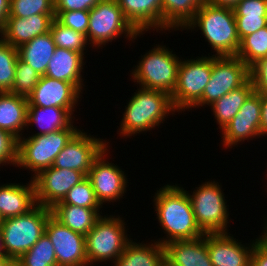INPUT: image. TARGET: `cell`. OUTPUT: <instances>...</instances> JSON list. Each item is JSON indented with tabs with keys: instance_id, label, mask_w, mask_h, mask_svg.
<instances>
[{
	"instance_id": "cell-1",
	"label": "cell",
	"mask_w": 267,
	"mask_h": 266,
	"mask_svg": "<svg viewBox=\"0 0 267 266\" xmlns=\"http://www.w3.org/2000/svg\"><path fill=\"white\" fill-rule=\"evenodd\" d=\"M154 209L159 225L167 237L161 245L175 240H194L205 235L197 225L188 191L175 185H164L154 195Z\"/></svg>"
},
{
	"instance_id": "cell-2",
	"label": "cell",
	"mask_w": 267,
	"mask_h": 266,
	"mask_svg": "<svg viewBox=\"0 0 267 266\" xmlns=\"http://www.w3.org/2000/svg\"><path fill=\"white\" fill-rule=\"evenodd\" d=\"M126 106L118 131L124 138L154 129L165 121L169 113L173 115L177 111L171 95L141 87L134 92Z\"/></svg>"
},
{
	"instance_id": "cell-3",
	"label": "cell",
	"mask_w": 267,
	"mask_h": 266,
	"mask_svg": "<svg viewBox=\"0 0 267 266\" xmlns=\"http://www.w3.org/2000/svg\"><path fill=\"white\" fill-rule=\"evenodd\" d=\"M197 27L216 52L215 56H236L241 41L232 8L203 4L185 30L192 31Z\"/></svg>"
},
{
	"instance_id": "cell-4",
	"label": "cell",
	"mask_w": 267,
	"mask_h": 266,
	"mask_svg": "<svg viewBox=\"0 0 267 266\" xmlns=\"http://www.w3.org/2000/svg\"><path fill=\"white\" fill-rule=\"evenodd\" d=\"M51 209L37 204L29 212L2 220L0 224L4 255L16 261L45 234Z\"/></svg>"
},
{
	"instance_id": "cell-5",
	"label": "cell",
	"mask_w": 267,
	"mask_h": 266,
	"mask_svg": "<svg viewBox=\"0 0 267 266\" xmlns=\"http://www.w3.org/2000/svg\"><path fill=\"white\" fill-rule=\"evenodd\" d=\"M80 131L73 123L66 129L44 135H31L17 140L16 166L34 172L33 179L41 171L53 166L56 156Z\"/></svg>"
},
{
	"instance_id": "cell-6",
	"label": "cell",
	"mask_w": 267,
	"mask_h": 266,
	"mask_svg": "<svg viewBox=\"0 0 267 266\" xmlns=\"http://www.w3.org/2000/svg\"><path fill=\"white\" fill-rule=\"evenodd\" d=\"M166 46L154 45L141 56L131 75L139 87L163 91L172 95L177 83L178 68L181 59ZM180 59V60H179Z\"/></svg>"
},
{
	"instance_id": "cell-7",
	"label": "cell",
	"mask_w": 267,
	"mask_h": 266,
	"mask_svg": "<svg viewBox=\"0 0 267 266\" xmlns=\"http://www.w3.org/2000/svg\"><path fill=\"white\" fill-rule=\"evenodd\" d=\"M106 215L101 216L86 235L88 266L104 261L114 263L132 241L126 233L124 220L119 215Z\"/></svg>"
},
{
	"instance_id": "cell-8",
	"label": "cell",
	"mask_w": 267,
	"mask_h": 266,
	"mask_svg": "<svg viewBox=\"0 0 267 266\" xmlns=\"http://www.w3.org/2000/svg\"><path fill=\"white\" fill-rule=\"evenodd\" d=\"M122 34L126 35L125 38L129 41L143 35L126 19L117 0H101L89 11L86 39L90 45L92 44L91 47L102 49L103 45L106 46V43L112 42Z\"/></svg>"
},
{
	"instance_id": "cell-9",
	"label": "cell",
	"mask_w": 267,
	"mask_h": 266,
	"mask_svg": "<svg viewBox=\"0 0 267 266\" xmlns=\"http://www.w3.org/2000/svg\"><path fill=\"white\" fill-rule=\"evenodd\" d=\"M215 180L204 182L196 187L191 200L194 216L199 228L205 233H227L229 212L225 194Z\"/></svg>"
},
{
	"instance_id": "cell-10",
	"label": "cell",
	"mask_w": 267,
	"mask_h": 266,
	"mask_svg": "<svg viewBox=\"0 0 267 266\" xmlns=\"http://www.w3.org/2000/svg\"><path fill=\"white\" fill-rule=\"evenodd\" d=\"M212 65L213 55L181 60L176 87L171 95L177 112L190 109L202 97L212 74Z\"/></svg>"
},
{
	"instance_id": "cell-11",
	"label": "cell",
	"mask_w": 267,
	"mask_h": 266,
	"mask_svg": "<svg viewBox=\"0 0 267 266\" xmlns=\"http://www.w3.org/2000/svg\"><path fill=\"white\" fill-rule=\"evenodd\" d=\"M250 79V68L237 56H215L212 74L202 97L191 107L212 105L225 94L243 86Z\"/></svg>"
},
{
	"instance_id": "cell-12",
	"label": "cell",
	"mask_w": 267,
	"mask_h": 266,
	"mask_svg": "<svg viewBox=\"0 0 267 266\" xmlns=\"http://www.w3.org/2000/svg\"><path fill=\"white\" fill-rule=\"evenodd\" d=\"M261 115V94L253 91L244 101L239 112L221 130L223 146L232 148L242 141L261 137Z\"/></svg>"
},
{
	"instance_id": "cell-13",
	"label": "cell",
	"mask_w": 267,
	"mask_h": 266,
	"mask_svg": "<svg viewBox=\"0 0 267 266\" xmlns=\"http://www.w3.org/2000/svg\"><path fill=\"white\" fill-rule=\"evenodd\" d=\"M45 234L54 245L58 266H88L86 236L74 232L49 216Z\"/></svg>"
},
{
	"instance_id": "cell-14",
	"label": "cell",
	"mask_w": 267,
	"mask_h": 266,
	"mask_svg": "<svg viewBox=\"0 0 267 266\" xmlns=\"http://www.w3.org/2000/svg\"><path fill=\"white\" fill-rule=\"evenodd\" d=\"M106 142L80 130L56 156L53 167L77 170L87 177L93 161L108 147Z\"/></svg>"
},
{
	"instance_id": "cell-15",
	"label": "cell",
	"mask_w": 267,
	"mask_h": 266,
	"mask_svg": "<svg viewBox=\"0 0 267 266\" xmlns=\"http://www.w3.org/2000/svg\"><path fill=\"white\" fill-rule=\"evenodd\" d=\"M86 176L77 170L61 169L51 166L33 178L36 203L51 208L62 202L67 193L83 181Z\"/></svg>"
},
{
	"instance_id": "cell-16",
	"label": "cell",
	"mask_w": 267,
	"mask_h": 266,
	"mask_svg": "<svg viewBox=\"0 0 267 266\" xmlns=\"http://www.w3.org/2000/svg\"><path fill=\"white\" fill-rule=\"evenodd\" d=\"M108 147L93 161L87 178L90 180L97 200L101 205L105 202L118 201L126 193L127 178L124 171L118 165L109 163ZM105 157V158H104Z\"/></svg>"
},
{
	"instance_id": "cell-17",
	"label": "cell",
	"mask_w": 267,
	"mask_h": 266,
	"mask_svg": "<svg viewBox=\"0 0 267 266\" xmlns=\"http://www.w3.org/2000/svg\"><path fill=\"white\" fill-rule=\"evenodd\" d=\"M72 83L41 76L38 84L28 96V107H57L67 109L74 115L75 106L81 98Z\"/></svg>"
},
{
	"instance_id": "cell-18",
	"label": "cell",
	"mask_w": 267,
	"mask_h": 266,
	"mask_svg": "<svg viewBox=\"0 0 267 266\" xmlns=\"http://www.w3.org/2000/svg\"><path fill=\"white\" fill-rule=\"evenodd\" d=\"M228 234V232L207 234V249L212 265L250 266L256 240L247 247L234 239L233 235Z\"/></svg>"
},
{
	"instance_id": "cell-19",
	"label": "cell",
	"mask_w": 267,
	"mask_h": 266,
	"mask_svg": "<svg viewBox=\"0 0 267 266\" xmlns=\"http://www.w3.org/2000/svg\"><path fill=\"white\" fill-rule=\"evenodd\" d=\"M55 14H37L28 18L7 17L0 37L3 41L19 48L36 36L50 31Z\"/></svg>"
},
{
	"instance_id": "cell-20",
	"label": "cell",
	"mask_w": 267,
	"mask_h": 266,
	"mask_svg": "<svg viewBox=\"0 0 267 266\" xmlns=\"http://www.w3.org/2000/svg\"><path fill=\"white\" fill-rule=\"evenodd\" d=\"M117 1L126 19L140 34L162 31V0Z\"/></svg>"
},
{
	"instance_id": "cell-21",
	"label": "cell",
	"mask_w": 267,
	"mask_h": 266,
	"mask_svg": "<svg viewBox=\"0 0 267 266\" xmlns=\"http://www.w3.org/2000/svg\"><path fill=\"white\" fill-rule=\"evenodd\" d=\"M29 182L27 185L19 183L0 185V216L2 220L25 214L37 205L33 179Z\"/></svg>"
},
{
	"instance_id": "cell-22",
	"label": "cell",
	"mask_w": 267,
	"mask_h": 266,
	"mask_svg": "<svg viewBox=\"0 0 267 266\" xmlns=\"http://www.w3.org/2000/svg\"><path fill=\"white\" fill-rule=\"evenodd\" d=\"M84 56L80 52L56 47L48 63L45 76L70 82L81 92L83 86L85 87L81 74L85 64Z\"/></svg>"
},
{
	"instance_id": "cell-23",
	"label": "cell",
	"mask_w": 267,
	"mask_h": 266,
	"mask_svg": "<svg viewBox=\"0 0 267 266\" xmlns=\"http://www.w3.org/2000/svg\"><path fill=\"white\" fill-rule=\"evenodd\" d=\"M164 249L176 266H213L207 249V234L194 240L168 242Z\"/></svg>"
},
{
	"instance_id": "cell-24",
	"label": "cell",
	"mask_w": 267,
	"mask_h": 266,
	"mask_svg": "<svg viewBox=\"0 0 267 266\" xmlns=\"http://www.w3.org/2000/svg\"><path fill=\"white\" fill-rule=\"evenodd\" d=\"M28 101L23 96L0 92V129L9 132L17 140L26 129Z\"/></svg>"
},
{
	"instance_id": "cell-25",
	"label": "cell",
	"mask_w": 267,
	"mask_h": 266,
	"mask_svg": "<svg viewBox=\"0 0 267 266\" xmlns=\"http://www.w3.org/2000/svg\"><path fill=\"white\" fill-rule=\"evenodd\" d=\"M50 209L51 215L60 223L84 236L87 235V233L94 227L95 222L102 216L100 208H86L75 205H54Z\"/></svg>"
},
{
	"instance_id": "cell-26",
	"label": "cell",
	"mask_w": 267,
	"mask_h": 266,
	"mask_svg": "<svg viewBox=\"0 0 267 266\" xmlns=\"http://www.w3.org/2000/svg\"><path fill=\"white\" fill-rule=\"evenodd\" d=\"M18 49V57L34 69L39 75L44 76L48 63L52 58L56 44L50 31L36 36Z\"/></svg>"
},
{
	"instance_id": "cell-27",
	"label": "cell",
	"mask_w": 267,
	"mask_h": 266,
	"mask_svg": "<svg viewBox=\"0 0 267 266\" xmlns=\"http://www.w3.org/2000/svg\"><path fill=\"white\" fill-rule=\"evenodd\" d=\"M73 118L74 116L64 108L28 107L26 129L35 123L41 131L33 135H44L68 128L73 123Z\"/></svg>"
},
{
	"instance_id": "cell-28",
	"label": "cell",
	"mask_w": 267,
	"mask_h": 266,
	"mask_svg": "<svg viewBox=\"0 0 267 266\" xmlns=\"http://www.w3.org/2000/svg\"><path fill=\"white\" fill-rule=\"evenodd\" d=\"M209 0H162V31L184 30L195 13Z\"/></svg>"
},
{
	"instance_id": "cell-29",
	"label": "cell",
	"mask_w": 267,
	"mask_h": 266,
	"mask_svg": "<svg viewBox=\"0 0 267 266\" xmlns=\"http://www.w3.org/2000/svg\"><path fill=\"white\" fill-rule=\"evenodd\" d=\"M144 244L131 241L122 255L113 263L114 266H159L161 258L165 255L164 245L156 240Z\"/></svg>"
},
{
	"instance_id": "cell-30",
	"label": "cell",
	"mask_w": 267,
	"mask_h": 266,
	"mask_svg": "<svg viewBox=\"0 0 267 266\" xmlns=\"http://www.w3.org/2000/svg\"><path fill=\"white\" fill-rule=\"evenodd\" d=\"M254 91L253 83L249 79L243 86L230 91L210 105L213 115L222 130L239 112L244 101Z\"/></svg>"
},
{
	"instance_id": "cell-31",
	"label": "cell",
	"mask_w": 267,
	"mask_h": 266,
	"mask_svg": "<svg viewBox=\"0 0 267 266\" xmlns=\"http://www.w3.org/2000/svg\"><path fill=\"white\" fill-rule=\"evenodd\" d=\"M15 266H58L49 237L43 234L29 251L15 261Z\"/></svg>"
},
{
	"instance_id": "cell-32",
	"label": "cell",
	"mask_w": 267,
	"mask_h": 266,
	"mask_svg": "<svg viewBox=\"0 0 267 266\" xmlns=\"http://www.w3.org/2000/svg\"><path fill=\"white\" fill-rule=\"evenodd\" d=\"M249 68L267 57V26L244 37L236 54Z\"/></svg>"
},
{
	"instance_id": "cell-33",
	"label": "cell",
	"mask_w": 267,
	"mask_h": 266,
	"mask_svg": "<svg viewBox=\"0 0 267 266\" xmlns=\"http://www.w3.org/2000/svg\"><path fill=\"white\" fill-rule=\"evenodd\" d=\"M50 34L56 47L80 52L83 55L86 53L84 50H87L86 45L89 44L86 36L63 26L56 19L52 21Z\"/></svg>"
},
{
	"instance_id": "cell-34",
	"label": "cell",
	"mask_w": 267,
	"mask_h": 266,
	"mask_svg": "<svg viewBox=\"0 0 267 266\" xmlns=\"http://www.w3.org/2000/svg\"><path fill=\"white\" fill-rule=\"evenodd\" d=\"M18 49L0 38V92H9L13 86Z\"/></svg>"
},
{
	"instance_id": "cell-35",
	"label": "cell",
	"mask_w": 267,
	"mask_h": 266,
	"mask_svg": "<svg viewBox=\"0 0 267 266\" xmlns=\"http://www.w3.org/2000/svg\"><path fill=\"white\" fill-rule=\"evenodd\" d=\"M40 77L41 75L18 57L13 86L9 92L28 98L38 84Z\"/></svg>"
},
{
	"instance_id": "cell-36",
	"label": "cell",
	"mask_w": 267,
	"mask_h": 266,
	"mask_svg": "<svg viewBox=\"0 0 267 266\" xmlns=\"http://www.w3.org/2000/svg\"><path fill=\"white\" fill-rule=\"evenodd\" d=\"M55 205H75L86 208H102L97 200L90 180L86 177L79 184H76L66 195L62 202Z\"/></svg>"
},
{
	"instance_id": "cell-37",
	"label": "cell",
	"mask_w": 267,
	"mask_h": 266,
	"mask_svg": "<svg viewBox=\"0 0 267 266\" xmlns=\"http://www.w3.org/2000/svg\"><path fill=\"white\" fill-rule=\"evenodd\" d=\"M37 14H55L54 0H11L8 17L28 18Z\"/></svg>"
},
{
	"instance_id": "cell-38",
	"label": "cell",
	"mask_w": 267,
	"mask_h": 266,
	"mask_svg": "<svg viewBox=\"0 0 267 266\" xmlns=\"http://www.w3.org/2000/svg\"><path fill=\"white\" fill-rule=\"evenodd\" d=\"M55 19L63 26L87 36L89 11L55 12Z\"/></svg>"
},
{
	"instance_id": "cell-39",
	"label": "cell",
	"mask_w": 267,
	"mask_h": 266,
	"mask_svg": "<svg viewBox=\"0 0 267 266\" xmlns=\"http://www.w3.org/2000/svg\"><path fill=\"white\" fill-rule=\"evenodd\" d=\"M232 9L235 17H267V0H241Z\"/></svg>"
},
{
	"instance_id": "cell-40",
	"label": "cell",
	"mask_w": 267,
	"mask_h": 266,
	"mask_svg": "<svg viewBox=\"0 0 267 266\" xmlns=\"http://www.w3.org/2000/svg\"><path fill=\"white\" fill-rule=\"evenodd\" d=\"M6 163L16 167L17 139L9 132L0 129V164L3 166Z\"/></svg>"
},
{
	"instance_id": "cell-41",
	"label": "cell",
	"mask_w": 267,
	"mask_h": 266,
	"mask_svg": "<svg viewBox=\"0 0 267 266\" xmlns=\"http://www.w3.org/2000/svg\"><path fill=\"white\" fill-rule=\"evenodd\" d=\"M250 79L254 91L267 94V57L260 59L250 67Z\"/></svg>"
},
{
	"instance_id": "cell-42",
	"label": "cell",
	"mask_w": 267,
	"mask_h": 266,
	"mask_svg": "<svg viewBox=\"0 0 267 266\" xmlns=\"http://www.w3.org/2000/svg\"><path fill=\"white\" fill-rule=\"evenodd\" d=\"M240 41L267 26V17H235Z\"/></svg>"
},
{
	"instance_id": "cell-43",
	"label": "cell",
	"mask_w": 267,
	"mask_h": 266,
	"mask_svg": "<svg viewBox=\"0 0 267 266\" xmlns=\"http://www.w3.org/2000/svg\"><path fill=\"white\" fill-rule=\"evenodd\" d=\"M101 0H54L55 12L90 11Z\"/></svg>"
},
{
	"instance_id": "cell-44",
	"label": "cell",
	"mask_w": 267,
	"mask_h": 266,
	"mask_svg": "<svg viewBox=\"0 0 267 266\" xmlns=\"http://www.w3.org/2000/svg\"><path fill=\"white\" fill-rule=\"evenodd\" d=\"M250 266H267V250L256 239Z\"/></svg>"
},
{
	"instance_id": "cell-45",
	"label": "cell",
	"mask_w": 267,
	"mask_h": 266,
	"mask_svg": "<svg viewBox=\"0 0 267 266\" xmlns=\"http://www.w3.org/2000/svg\"><path fill=\"white\" fill-rule=\"evenodd\" d=\"M10 3L11 0H0V34L10 13Z\"/></svg>"
},
{
	"instance_id": "cell-46",
	"label": "cell",
	"mask_w": 267,
	"mask_h": 266,
	"mask_svg": "<svg viewBox=\"0 0 267 266\" xmlns=\"http://www.w3.org/2000/svg\"><path fill=\"white\" fill-rule=\"evenodd\" d=\"M261 134L262 136H267V94H261Z\"/></svg>"
},
{
	"instance_id": "cell-47",
	"label": "cell",
	"mask_w": 267,
	"mask_h": 266,
	"mask_svg": "<svg viewBox=\"0 0 267 266\" xmlns=\"http://www.w3.org/2000/svg\"><path fill=\"white\" fill-rule=\"evenodd\" d=\"M240 1L241 0H209L208 3L216 6L233 8Z\"/></svg>"
},
{
	"instance_id": "cell-48",
	"label": "cell",
	"mask_w": 267,
	"mask_h": 266,
	"mask_svg": "<svg viewBox=\"0 0 267 266\" xmlns=\"http://www.w3.org/2000/svg\"><path fill=\"white\" fill-rule=\"evenodd\" d=\"M0 266H15V261L10 257L1 254L0 255Z\"/></svg>"
},
{
	"instance_id": "cell-49",
	"label": "cell",
	"mask_w": 267,
	"mask_h": 266,
	"mask_svg": "<svg viewBox=\"0 0 267 266\" xmlns=\"http://www.w3.org/2000/svg\"><path fill=\"white\" fill-rule=\"evenodd\" d=\"M266 226H264V232H262L259 238H257L258 242L267 250V219H266Z\"/></svg>"
},
{
	"instance_id": "cell-50",
	"label": "cell",
	"mask_w": 267,
	"mask_h": 266,
	"mask_svg": "<svg viewBox=\"0 0 267 266\" xmlns=\"http://www.w3.org/2000/svg\"><path fill=\"white\" fill-rule=\"evenodd\" d=\"M159 266H176L166 255H164L161 260Z\"/></svg>"
},
{
	"instance_id": "cell-51",
	"label": "cell",
	"mask_w": 267,
	"mask_h": 266,
	"mask_svg": "<svg viewBox=\"0 0 267 266\" xmlns=\"http://www.w3.org/2000/svg\"><path fill=\"white\" fill-rule=\"evenodd\" d=\"M4 254L3 247H2V238H1V231H0V255Z\"/></svg>"
}]
</instances>
